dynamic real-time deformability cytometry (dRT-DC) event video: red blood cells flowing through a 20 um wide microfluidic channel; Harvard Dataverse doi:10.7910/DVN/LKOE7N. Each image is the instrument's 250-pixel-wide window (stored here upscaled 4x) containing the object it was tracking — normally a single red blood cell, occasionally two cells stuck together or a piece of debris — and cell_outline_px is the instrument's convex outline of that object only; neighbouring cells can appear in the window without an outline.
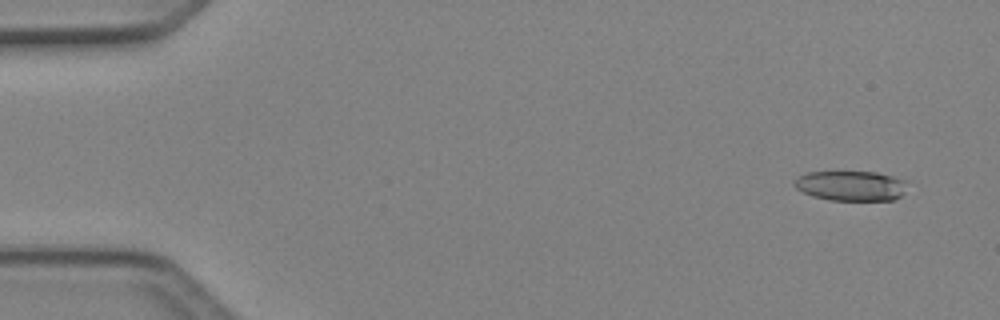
{"species": "Egyptian fruit bat (a non-hibernating species)", "species_latin": "Rousettus aegyptiacus", "temperature_condition": "cold", "stored_images_in_passage": 9, "camera_frame_rate_fps": 3000, "um_per_image_px": 0.085, "animal": {"sex": "female"}, "frame": {"image": 1, "passage_image": 1, "time_ms": 0.0, "image_size_px": [1000, 320], "cell_outline_px": [[912, 180], [904, 192], [900, 196], [892, 200], [828, 200], [812, 196], [796, 188], [792, 184], [800, 176], [808, 172], [876, 172]], "centroid_in_image_um": [72.42, 15.79], "position_along_channel_um": 12.6, "area_um2": 20.0}}
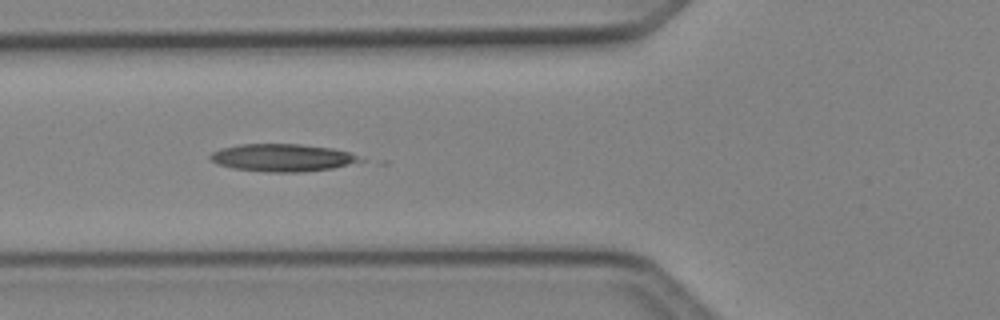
{"frame": {"image": 2, "passage_image": 5, "time_ms": 1.333, "image_size_px": [1000, 320], "cell_outline_px": [[364, 160], [332, 168], [300, 172], [268, 172], [232, 168], [216, 164], [208, 156], [212, 152], [220, 148], [240, 144], [300, 144], [332, 148], [348, 152]], "centroid_in_image_um": [23.93, 13.4], "position_along_channel_um": 101.9, "area_um2": 23.87}}
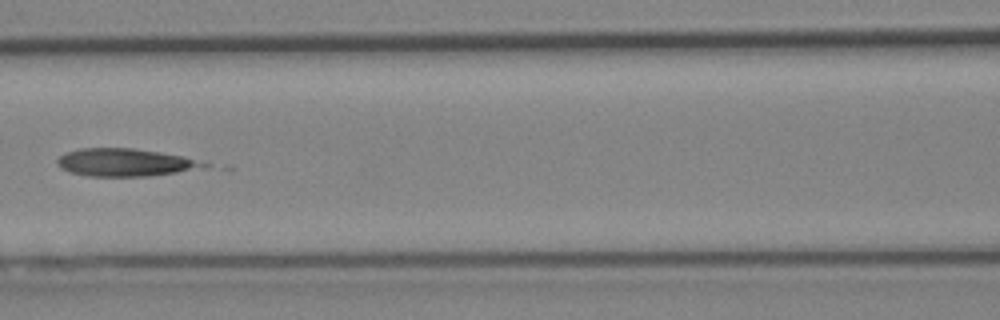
{"frame": {"image": 3, "passage_image": 6, "time_ms": 1.667, "image_size_px": [1000, 320], "cell_outline_px": [[212, 164], [208, 168], [148, 176], [88, 176], [68, 172], [60, 168], [56, 164], [56, 160], [64, 152], [80, 148], [132, 148], [160, 152], [184, 156]], "centroid_in_image_um": [10.65, 13.81], "position_along_channel_um": 156.0, "area_um2": 24.04}}